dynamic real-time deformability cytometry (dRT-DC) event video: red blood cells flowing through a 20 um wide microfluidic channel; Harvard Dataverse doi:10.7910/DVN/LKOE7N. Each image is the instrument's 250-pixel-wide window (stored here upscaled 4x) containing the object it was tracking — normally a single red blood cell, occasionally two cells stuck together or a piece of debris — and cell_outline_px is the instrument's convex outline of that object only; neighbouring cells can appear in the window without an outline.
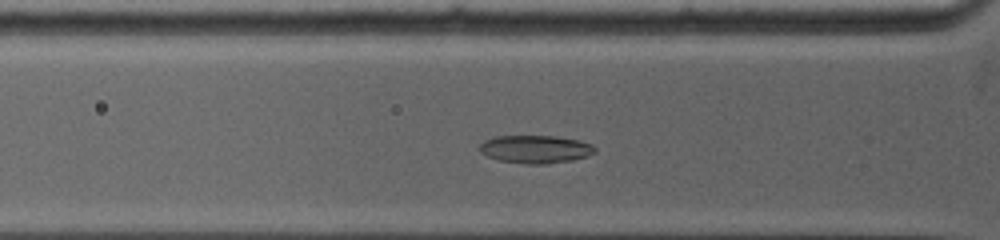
{"species": "common noctule bat (a hibernating species)", "species_latin": "Nyctalus noctula", "temperature_condition": "warm", "stored_images_in_passage": 42, "camera_frame_rate_fps": 5000, "um_per_image_px": 0.085, "animal": {"sex": "female", "body_mass_g": 19.0, "forearm_length_mm": 53.3}, "frame": {"image": 1, "passage_image": 9, "time_ms": 1.6, "image_size_px": [1000, 240], "cell_outline_px": [[596, 152], [588, 156], [572, 160], [548, 164], [528, 164], [500, 160], [488, 156], [480, 152], [480, 144], [484, 140], [496, 136], [556, 136], [580, 140], [592, 144], [596, 148]], "centroid_in_image_um": [45.55, 12.68], "position_along_channel_um": 80.2, "area_um2": 18.84}}
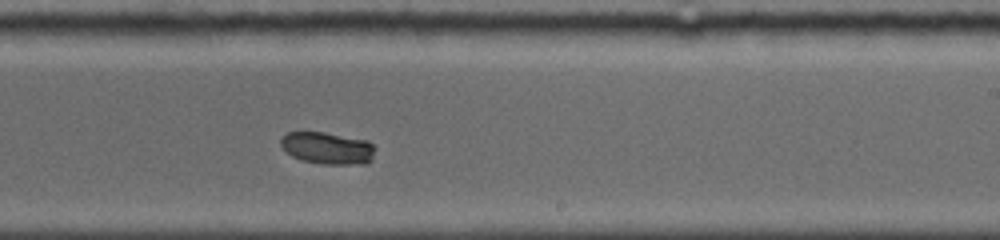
{"frame": {"image": 2, "passage_image": 27, "time_ms": 6.2, "image_size_px": [1000, 240], "cell_outline_px": [[376, 148], [372, 160], [368, 164], [324, 164], [304, 160], [292, 156], [280, 144], [280, 140], [288, 132], [324, 132], [368, 140]], "centroid_in_image_um": [27.9, 12.59], "position_along_channel_um": 261.1, "area_um2": 17.63}}
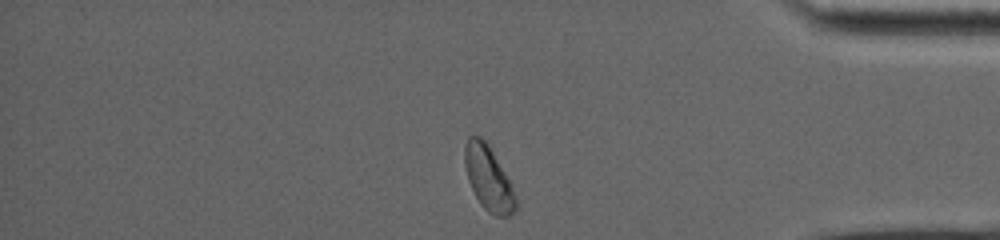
{"frame": {"image": 3, "passage_image": 42, "time_ms": 10.2, "image_size_px": [1000, 240], "cell_outline_px": [[516, 212], [508, 216], [496, 216], [488, 212], [480, 204], [468, 180], [464, 164], [464, 144], [468, 136], [480, 136], [488, 144], [504, 172], [516, 196]], "centroid_in_image_um": [41.49, 15.15], "position_along_channel_um": 393.7, "area_um2": 18.96}, "authors_computed_cell_mechanics": {"area_um2": 18.4671, "velocity_mm_per_s": 3.9426, "shape_relaxation_time_tau1_ms": 6.512, "shape_relaxation_time_tau2_ms": null, "deformation_change_tau1": 0.1744, "deformation_change_tau2": null}}